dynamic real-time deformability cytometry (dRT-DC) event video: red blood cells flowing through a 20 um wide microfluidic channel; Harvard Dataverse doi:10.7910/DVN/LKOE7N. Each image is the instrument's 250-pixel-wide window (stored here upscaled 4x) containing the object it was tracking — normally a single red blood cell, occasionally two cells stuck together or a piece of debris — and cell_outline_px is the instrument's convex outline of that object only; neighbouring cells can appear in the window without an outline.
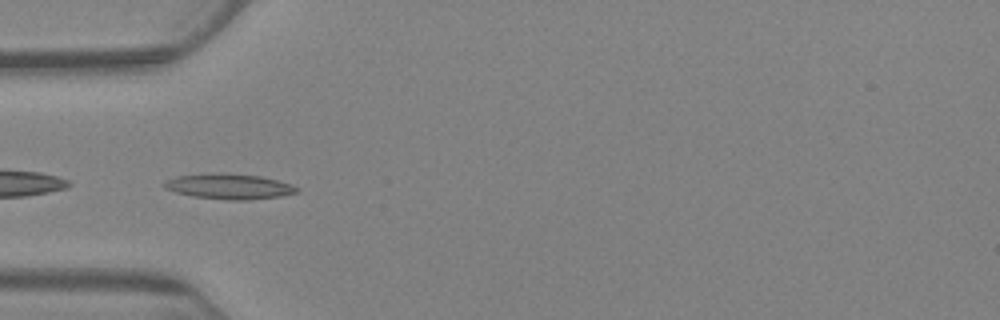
{"species": "Egyptian fruit bat (a non-hibernating species)", "species_latin": "Rousettus aegyptiacus", "temperature_condition": "warm", "stored_images_in_passage": 6, "camera_frame_rate_fps": 3000, "um_per_image_px": 0.085, "animal": {"sex": "female"}, "frame": {"image": 1, "passage_image": 6, "time_ms": 5.667, "image_size_px": [1000, 320], "cell_outline_px": [[300, 192], [280, 196], [248, 200], [228, 200], [192, 196], [176, 192], [164, 188], [164, 180], [176, 176], [260, 176], [292, 184], [300, 188]], "centroid_in_image_um": [19.55, 15.91], "position_along_channel_um": 65.5, "area_um2": 18.5}}